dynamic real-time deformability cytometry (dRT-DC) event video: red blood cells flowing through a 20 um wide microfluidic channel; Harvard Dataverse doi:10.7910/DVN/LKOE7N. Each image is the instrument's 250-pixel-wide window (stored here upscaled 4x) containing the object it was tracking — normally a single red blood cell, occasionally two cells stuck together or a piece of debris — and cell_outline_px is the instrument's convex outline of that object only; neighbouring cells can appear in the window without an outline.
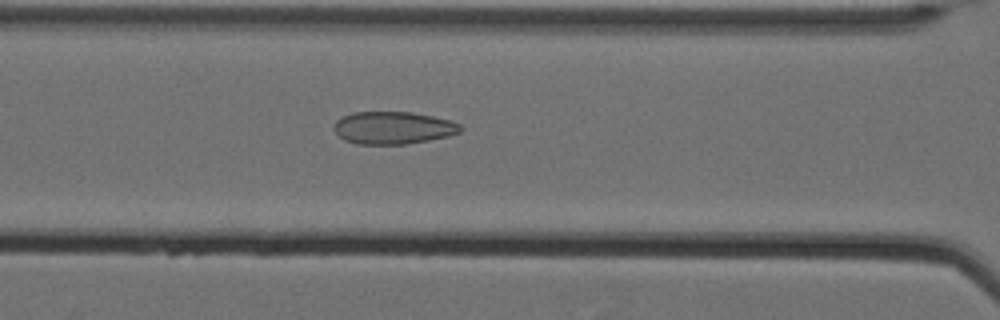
{"species": "Egyptian fruit bat (a non-hibernating species)", "species_latin": "Rousettus aegyptiacus", "temperature_condition": "cold", "stored_images_in_passage": 37, "camera_frame_rate_fps": 3000, "um_per_image_px": 0.085, "animal": {"sex": "female"}, "frame": {"image": 1, "passage_image": 6, "time_ms": 1.667, "image_size_px": [1000, 320], "cell_outline_px": [[464, 128], [460, 132], [448, 136], [428, 140], [404, 144], [356, 144], [344, 140], [332, 128], [336, 120], [352, 112], [412, 112], [432, 116], [448, 120], [460, 124]], "centroid_in_image_um": [33.4, 10.86], "position_along_channel_um": 133.2, "area_um2": 23.93}}
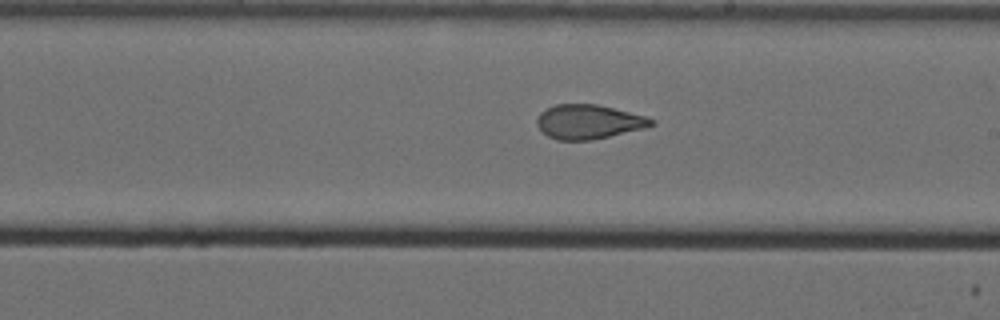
{"frame": {"image": 2, "passage_image": 15, "time_ms": 4.667, "image_size_px": [1000, 320], "cell_outline_px": [[656, 124], [644, 128], [592, 140], [556, 140], [548, 136], [536, 124], [536, 120], [540, 112], [556, 104], [596, 104], [644, 116], [656, 120]], "centroid_in_image_um": [50.02, 10.36], "position_along_channel_um": 239.0, "area_um2": 22.66}}
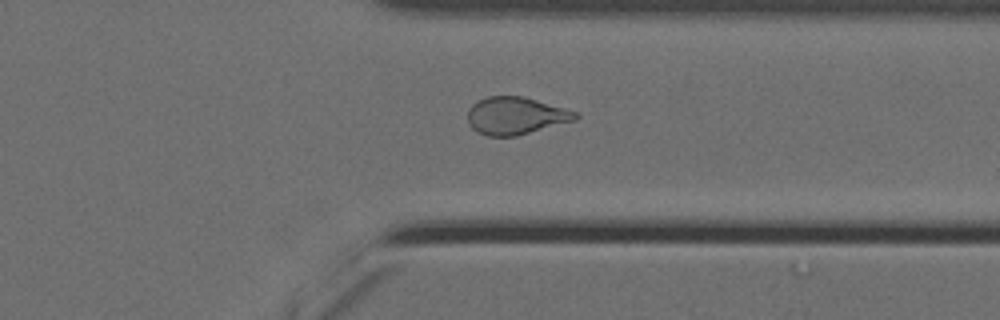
{"frame": {"image": 3, "passage_image": 26, "time_ms": 8.333, "image_size_px": [1000, 320], "cell_outline_px": [[580, 116], [576, 120], [516, 136], [488, 136], [476, 132], [468, 124], [468, 108], [472, 104], [488, 96], [524, 96], [564, 108], [576, 112]], "centroid_in_image_um": [43.82, 9.84], "position_along_channel_um": 367.6, "area_um2": 23.52}}